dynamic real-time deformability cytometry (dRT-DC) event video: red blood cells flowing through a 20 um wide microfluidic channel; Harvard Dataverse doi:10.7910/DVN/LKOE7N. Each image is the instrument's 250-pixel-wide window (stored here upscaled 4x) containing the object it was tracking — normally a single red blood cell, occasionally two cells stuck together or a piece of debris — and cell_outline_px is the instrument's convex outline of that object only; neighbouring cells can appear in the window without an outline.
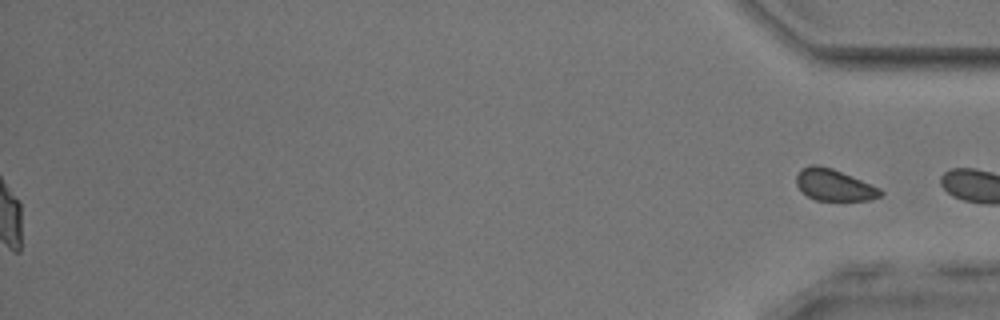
{"species": "common noctule bat (a hibernating species)", "species_latin": "Nyctalus noctula", "temperature_condition": "room temperature", "stored_images_in_passage": 54, "segment_of_instrument_passage": [2, 2], "camera_frame_rate_fps": 3000, "um_per_image_px": 0.085, "animal": {"sex": "male", "body_mass_g": 17.9, "forearm_length_mm": 54.2}, "frame": {"image": 1, "passage_image": 54, "time_ms": 17.667, "image_size_px": [1000, 320], "cell_outline_px": [[884, 192], [880, 196], [872, 200], [816, 200], [800, 192], [796, 184], [796, 176], [800, 168], [812, 164], [816, 164], [832, 168], [880, 188]], "centroid_in_image_um": [70.86, 15.72], "position_along_channel_um": 364.3, "area_um2": 15.55}}